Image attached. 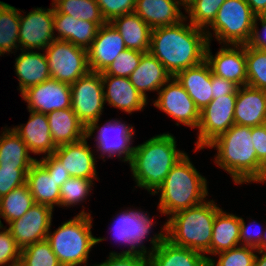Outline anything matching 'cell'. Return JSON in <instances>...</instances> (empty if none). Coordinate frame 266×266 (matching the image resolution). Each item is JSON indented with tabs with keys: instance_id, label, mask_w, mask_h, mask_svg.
I'll return each mask as SVG.
<instances>
[{
	"instance_id": "31",
	"label": "cell",
	"mask_w": 266,
	"mask_h": 266,
	"mask_svg": "<svg viewBox=\"0 0 266 266\" xmlns=\"http://www.w3.org/2000/svg\"><path fill=\"white\" fill-rule=\"evenodd\" d=\"M26 183L34 198L35 204H42L54 208L60 206V187L58 182L50 176L47 170L36 161L27 172Z\"/></svg>"
},
{
	"instance_id": "1",
	"label": "cell",
	"mask_w": 266,
	"mask_h": 266,
	"mask_svg": "<svg viewBox=\"0 0 266 266\" xmlns=\"http://www.w3.org/2000/svg\"><path fill=\"white\" fill-rule=\"evenodd\" d=\"M179 23L152 29L149 52L174 77L178 72L202 63L212 34L193 24ZM206 30V31H205Z\"/></svg>"
},
{
	"instance_id": "22",
	"label": "cell",
	"mask_w": 266,
	"mask_h": 266,
	"mask_svg": "<svg viewBox=\"0 0 266 266\" xmlns=\"http://www.w3.org/2000/svg\"><path fill=\"white\" fill-rule=\"evenodd\" d=\"M235 124L255 127L266 123V91L250 86L237 90Z\"/></svg>"
},
{
	"instance_id": "24",
	"label": "cell",
	"mask_w": 266,
	"mask_h": 266,
	"mask_svg": "<svg viewBox=\"0 0 266 266\" xmlns=\"http://www.w3.org/2000/svg\"><path fill=\"white\" fill-rule=\"evenodd\" d=\"M29 112L30 117L27 124H21L12 129L20 136L30 152L34 154L47 153V156L53 154L57 146L52 140L46 114L31 110Z\"/></svg>"
},
{
	"instance_id": "19",
	"label": "cell",
	"mask_w": 266,
	"mask_h": 266,
	"mask_svg": "<svg viewBox=\"0 0 266 266\" xmlns=\"http://www.w3.org/2000/svg\"><path fill=\"white\" fill-rule=\"evenodd\" d=\"M97 132L98 135L95 141H97V152L100 151L101 153L100 157L107 154L109 158L115 155L121 158V155H125L122 157L123 161L130 163L135 149V147H130L135 134L132 125L127 126L118 120H114V122L110 120L99 128ZM110 132H113L114 136L109 135L111 134Z\"/></svg>"
},
{
	"instance_id": "8",
	"label": "cell",
	"mask_w": 266,
	"mask_h": 266,
	"mask_svg": "<svg viewBox=\"0 0 266 266\" xmlns=\"http://www.w3.org/2000/svg\"><path fill=\"white\" fill-rule=\"evenodd\" d=\"M70 89L71 108L86 126L88 139L99 128L98 122L105 104L101 73L89 71L71 84Z\"/></svg>"
},
{
	"instance_id": "46",
	"label": "cell",
	"mask_w": 266,
	"mask_h": 266,
	"mask_svg": "<svg viewBox=\"0 0 266 266\" xmlns=\"http://www.w3.org/2000/svg\"><path fill=\"white\" fill-rule=\"evenodd\" d=\"M94 266H149V255L111 252L105 262L94 264Z\"/></svg>"
},
{
	"instance_id": "16",
	"label": "cell",
	"mask_w": 266,
	"mask_h": 266,
	"mask_svg": "<svg viewBox=\"0 0 266 266\" xmlns=\"http://www.w3.org/2000/svg\"><path fill=\"white\" fill-rule=\"evenodd\" d=\"M151 238L149 266H207L210 257L186 247L172 244L165 238L164 228Z\"/></svg>"
},
{
	"instance_id": "44",
	"label": "cell",
	"mask_w": 266,
	"mask_h": 266,
	"mask_svg": "<svg viewBox=\"0 0 266 266\" xmlns=\"http://www.w3.org/2000/svg\"><path fill=\"white\" fill-rule=\"evenodd\" d=\"M29 169L0 168V198L26 183Z\"/></svg>"
},
{
	"instance_id": "40",
	"label": "cell",
	"mask_w": 266,
	"mask_h": 266,
	"mask_svg": "<svg viewBox=\"0 0 266 266\" xmlns=\"http://www.w3.org/2000/svg\"><path fill=\"white\" fill-rule=\"evenodd\" d=\"M93 180L81 177H70L60 187V206L77 205L89 194Z\"/></svg>"
},
{
	"instance_id": "9",
	"label": "cell",
	"mask_w": 266,
	"mask_h": 266,
	"mask_svg": "<svg viewBox=\"0 0 266 266\" xmlns=\"http://www.w3.org/2000/svg\"><path fill=\"white\" fill-rule=\"evenodd\" d=\"M44 50L52 79L71 85L90 71L88 51L71 42L53 40Z\"/></svg>"
},
{
	"instance_id": "36",
	"label": "cell",
	"mask_w": 266,
	"mask_h": 266,
	"mask_svg": "<svg viewBox=\"0 0 266 266\" xmlns=\"http://www.w3.org/2000/svg\"><path fill=\"white\" fill-rule=\"evenodd\" d=\"M52 4L58 13L70 15L76 20L95 22L99 27L106 23L96 0H53Z\"/></svg>"
},
{
	"instance_id": "4",
	"label": "cell",
	"mask_w": 266,
	"mask_h": 266,
	"mask_svg": "<svg viewBox=\"0 0 266 266\" xmlns=\"http://www.w3.org/2000/svg\"><path fill=\"white\" fill-rule=\"evenodd\" d=\"M158 192L161 194L158 209L162 214L172 216L205 201L208 196L207 180L185 154L169 171Z\"/></svg>"
},
{
	"instance_id": "21",
	"label": "cell",
	"mask_w": 266,
	"mask_h": 266,
	"mask_svg": "<svg viewBox=\"0 0 266 266\" xmlns=\"http://www.w3.org/2000/svg\"><path fill=\"white\" fill-rule=\"evenodd\" d=\"M104 90V101L109 105L131 114L141 111L147 104L137 89L131 84L128 77L101 75Z\"/></svg>"
},
{
	"instance_id": "42",
	"label": "cell",
	"mask_w": 266,
	"mask_h": 266,
	"mask_svg": "<svg viewBox=\"0 0 266 266\" xmlns=\"http://www.w3.org/2000/svg\"><path fill=\"white\" fill-rule=\"evenodd\" d=\"M144 52L126 49L122 51L113 63L101 75H113L118 77H129L138 67Z\"/></svg>"
},
{
	"instance_id": "55",
	"label": "cell",
	"mask_w": 266,
	"mask_h": 266,
	"mask_svg": "<svg viewBox=\"0 0 266 266\" xmlns=\"http://www.w3.org/2000/svg\"><path fill=\"white\" fill-rule=\"evenodd\" d=\"M8 266H24L23 264H22V262L21 261H18V262H16V263H13V264H8Z\"/></svg>"
},
{
	"instance_id": "52",
	"label": "cell",
	"mask_w": 266,
	"mask_h": 266,
	"mask_svg": "<svg viewBox=\"0 0 266 266\" xmlns=\"http://www.w3.org/2000/svg\"><path fill=\"white\" fill-rule=\"evenodd\" d=\"M256 16L266 15V0H245Z\"/></svg>"
},
{
	"instance_id": "2",
	"label": "cell",
	"mask_w": 266,
	"mask_h": 266,
	"mask_svg": "<svg viewBox=\"0 0 266 266\" xmlns=\"http://www.w3.org/2000/svg\"><path fill=\"white\" fill-rule=\"evenodd\" d=\"M207 147L217 148L215 163L235 184L266 181V168L257 159L251 127L234 124Z\"/></svg>"
},
{
	"instance_id": "15",
	"label": "cell",
	"mask_w": 266,
	"mask_h": 266,
	"mask_svg": "<svg viewBox=\"0 0 266 266\" xmlns=\"http://www.w3.org/2000/svg\"><path fill=\"white\" fill-rule=\"evenodd\" d=\"M117 216L114 220V229H112L115 236L113 238L130 246L128 250L121 252V254H149L150 250L147 251L145 246L141 244L148 237L154 224L152 218L150 219L149 215L140 210L133 211L131 209Z\"/></svg>"
},
{
	"instance_id": "45",
	"label": "cell",
	"mask_w": 266,
	"mask_h": 266,
	"mask_svg": "<svg viewBox=\"0 0 266 266\" xmlns=\"http://www.w3.org/2000/svg\"><path fill=\"white\" fill-rule=\"evenodd\" d=\"M0 231V266H7L20 261L21 249L6 227Z\"/></svg>"
},
{
	"instance_id": "33",
	"label": "cell",
	"mask_w": 266,
	"mask_h": 266,
	"mask_svg": "<svg viewBox=\"0 0 266 266\" xmlns=\"http://www.w3.org/2000/svg\"><path fill=\"white\" fill-rule=\"evenodd\" d=\"M240 217L220 209L213 223L210 254L215 255L240 244Z\"/></svg>"
},
{
	"instance_id": "37",
	"label": "cell",
	"mask_w": 266,
	"mask_h": 266,
	"mask_svg": "<svg viewBox=\"0 0 266 266\" xmlns=\"http://www.w3.org/2000/svg\"><path fill=\"white\" fill-rule=\"evenodd\" d=\"M247 86L266 91V50L245 45Z\"/></svg>"
},
{
	"instance_id": "43",
	"label": "cell",
	"mask_w": 266,
	"mask_h": 266,
	"mask_svg": "<svg viewBox=\"0 0 266 266\" xmlns=\"http://www.w3.org/2000/svg\"><path fill=\"white\" fill-rule=\"evenodd\" d=\"M102 17L106 22L124 14L132 13L135 9L136 0H96Z\"/></svg>"
},
{
	"instance_id": "14",
	"label": "cell",
	"mask_w": 266,
	"mask_h": 266,
	"mask_svg": "<svg viewBox=\"0 0 266 266\" xmlns=\"http://www.w3.org/2000/svg\"><path fill=\"white\" fill-rule=\"evenodd\" d=\"M21 96L28 110L43 114L71 107L70 85L52 78L26 89Z\"/></svg>"
},
{
	"instance_id": "53",
	"label": "cell",
	"mask_w": 266,
	"mask_h": 266,
	"mask_svg": "<svg viewBox=\"0 0 266 266\" xmlns=\"http://www.w3.org/2000/svg\"><path fill=\"white\" fill-rule=\"evenodd\" d=\"M257 253L262 254V257H258L256 255L255 260H254V266H266V251H255Z\"/></svg>"
},
{
	"instance_id": "17",
	"label": "cell",
	"mask_w": 266,
	"mask_h": 266,
	"mask_svg": "<svg viewBox=\"0 0 266 266\" xmlns=\"http://www.w3.org/2000/svg\"><path fill=\"white\" fill-rule=\"evenodd\" d=\"M210 42L206 48L205 60L211 67L212 73L230 80L239 87L247 85V66L245 45L222 46L213 57L210 52ZM228 46V47H227Z\"/></svg>"
},
{
	"instance_id": "12",
	"label": "cell",
	"mask_w": 266,
	"mask_h": 266,
	"mask_svg": "<svg viewBox=\"0 0 266 266\" xmlns=\"http://www.w3.org/2000/svg\"><path fill=\"white\" fill-rule=\"evenodd\" d=\"M18 39L20 50H44L55 40L53 4L52 8H35L26 16L20 13Z\"/></svg>"
},
{
	"instance_id": "11",
	"label": "cell",
	"mask_w": 266,
	"mask_h": 266,
	"mask_svg": "<svg viewBox=\"0 0 266 266\" xmlns=\"http://www.w3.org/2000/svg\"><path fill=\"white\" fill-rule=\"evenodd\" d=\"M163 87L158 91L154 106L183 125L198 127L200 110L177 79L170 78Z\"/></svg>"
},
{
	"instance_id": "5",
	"label": "cell",
	"mask_w": 266,
	"mask_h": 266,
	"mask_svg": "<svg viewBox=\"0 0 266 266\" xmlns=\"http://www.w3.org/2000/svg\"><path fill=\"white\" fill-rule=\"evenodd\" d=\"M220 209L211 200L174 213L165 223V238L176 246L210 254L213 223Z\"/></svg>"
},
{
	"instance_id": "39",
	"label": "cell",
	"mask_w": 266,
	"mask_h": 266,
	"mask_svg": "<svg viewBox=\"0 0 266 266\" xmlns=\"http://www.w3.org/2000/svg\"><path fill=\"white\" fill-rule=\"evenodd\" d=\"M20 261L24 266H62L47 240L22 249Z\"/></svg>"
},
{
	"instance_id": "51",
	"label": "cell",
	"mask_w": 266,
	"mask_h": 266,
	"mask_svg": "<svg viewBox=\"0 0 266 266\" xmlns=\"http://www.w3.org/2000/svg\"><path fill=\"white\" fill-rule=\"evenodd\" d=\"M259 20L262 25L263 36L259 33L257 29V21ZM248 45L256 49L266 50V15L256 16L254 20L252 35H251Z\"/></svg>"
},
{
	"instance_id": "34",
	"label": "cell",
	"mask_w": 266,
	"mask_h": 266,
	"mask_svg": "<svg viewBox=\"0 0 266 266\" xmlns=\"http://www.w3.org/2000/svg\"><path fill=\"white\" fill-rule=\"evenodd\" d=\"M19 26L20 11L0 1V56L19 48Z\"/></svg>"
},
{
	"instance_id": "13",
	"label": "cell",
	"mask_w": 266,
	"mask_h": 266,
	"mask_svg": "<svg viewBox=\"0 0 266 266\" xmlns=\"http://www.w3.org/2000/svg\"><path fill=\"white\" fill-rule=\"evenodd\" d=\"M52 211L49 206L35 204L21 218L8 224V229L21 250L46 240L52 225Z\"/></svg>"
},
{
	"instance_id": "28",
	"label": "cell",
	"mask_w": 266,
	"mask_h": 266,
	"mask_svg": "<svg viewBox=\"0 0 266 266\" xmlns=\"http://www.w3.org/2000/svg\"><path fill=\"white\" fill-rule=\"evenodd\" d=\"M50 134L56 146L75 143L86 137V126L72 108L54 110L46 114Z\"/></svg>"
},
{
	"instance_id": "18",
	"label": "cell",
	"mask_w": 266,
	"mask_h": 266,
	"mask_svg": "<svg viewBox=\"0 0 266 266\" xmlns=\"http://www.w3.org/2000/svg\"><path fill=\"white\" fill-rule=\"evenodd\" d=\"M126 49L120 33L110 22H106L99 27L96 38L87 50L90 71L104 72L115 58Z\"/></svg>"
},
{
	"instance_id": "49",
	"label": "cell",
	"mask_w": 266,
	"mask_h": 266,
	"mask_svg": "<svg viewBox=\"0 0 266 266\" xmlns=\"http://www.w3.org/2000/svg\"><path fill=\"white\" fill-rule=\"evenodd\" d=\"M251 134L257 159L266 168V123L251 127Z\"/></svg>"
},
{
	"instance_id": "26",
	"label": "cell",
	"mask_w": 266,
	"mask_h": 266,
	"mask_svg": "<svg viewBox=\"0 0 266 266\" xmlns=\"http://www.w3.org/2000/svg\"><path fill=\"white\" fill-rule=\"evenodd\" d=\"M98 29L99 26L95 22L76 20L74 17L58 13L54 9V30L58 32L55 40L68 41L88 50L96 38Z\"/></svg>"
},
{
	"instance_id": "25",
	"label": "cell",
	"mask_w": 266,
	"mask_h": 266,
	"mask_svg": "<svg viewBox=\"0 0 266 266\" xmlns=\"http://www.w3.org/2000/svg\"><path fill=\"white\" fill-rule=\"evenodd\" d=\"M128 78L137 91L147 99L146 91L158 92L172 76L155 56L146 52Z\"/></svg>"
},
{
	"instance_id": "30",
	"label": "cell",
	"mask_w": 266,
	"mask_h": 266,
	"mask_svg": "<svg viewBox=\"0 0 266 266\" xmlns=\"http://www.w3.org/2000/svg\"><path fill=\"white\" fill-rule=\"evenodd\" d=\"M110 23L122 36L127 49L149 52L152 28L135 12L116 17Z\"/></svg>"
},
{
	"instance_id": "6",
	"label": "cell",
	"mask_w": 266,
	"mask_h": 266,
	"mask_svg": "<svg viewBox=\"0 0 266 266\" xmlns=\"http://www.w3.org/2000/svg\"><path fill=\"white\" fill-rule=\"evenodd\" d=\"M81 211L73 219L64 222L52 234L49 231L46 240L62 266L87 264L90 249L106 238L92 235V217Z\"/></svg>"
},
{
	"instance_id": "35",
	"label": "cell",
	"mask_w": 266,
	"mask_h": 266,
	"mask_svg": "<svg viewBox=\"0 0 266 266\" xmlns=\"http://www.w3.org/2000/svg\"><path fill=\"white\" fill-rule=\"evenodd\" d=\"M34 205V198L28 184L25 183L0 198L1 217L9 224L21 218Z\"/></svg>"
},
{
	"instance_id": "41",
	"label": "cell",
	"mask_w": 266,
	"mask_h": 266,
	"mask_svg": "<svg viewBox=\"0 0 266 266\" xmlns=\"http://www.w3.org/2000/svg\"><path fill=\"white\" fill-rule=\"evenodd\" d=\"M255 250L257 249L251 246H237L215 254L219 255L217 263L215 264V260L210 258L209 264L211 266H254Z\"/></svg>"
},
{
	"instance_id": "10",
	"label": "cell",
	"mask_w": 266,
	"mask_h": 266,
	"mask_svg": "<svg viewBox=\"0 0 266 266\" xmlns=\"http://www.w3.org/2000/svg\"><path fill=\"white\" fill-rule=\"evenodd\" d=\"M237 95H225L212 99L200 111L199 134L196 150L204 149L218 136L228 131L234 124Z\"/></svg>"
},
{
	"instance_id": "57",
	"label": "cell",
	"mask_w": 266,
	"mask_h": 266,
	"mask_svg": "<svg viewBox=\"0 0 266 266\" xmlns=\"http://www.w3.org/2000/svg\"><path fill=\"white\" fill-rule=\"evenodd\" d=\"M0 218H1V212H0ZM2 228H4V227H3V224H2V222L0 220V229H2Z\"/></svg>"
},
{
	"instance_id": "29",
	"label": "cell",
	"mask_w": 266,
	"mask_h": 266,
	"mask_svg": "<svg viewBox=\"0 0 266 266\" xmlns=\"http://www.w3.org/2000/svg\"><path fill=\"white\" fill-rule=\"evenodd\" d=\"M15 59V72L18 76L20 93L51 78L46 54L21 50Z\"/></svg>"
},
{
	"instance_id": "20",
	"label": "cell",
	"mask_w": 266,
	"mask_h": 266,
	"mask_svg": "<svg viewBox=\"0 0 266 266\" xmlns=\"http://www.w3.org/2000/svg\"><path fill=\"white\" fill-rule=\"evenodd\" d=\"M86 139L85 137L75 143L57 146L53 155L61 162L71 177L94 180L98 179L95 167L96 159Z\"/></svg>"
},
{
	"instance_id": "54",
	"label": "cell",
	"mask_w": 266,
	"mask_h": 266,
	"mask_svg": "<svg viewBox=\"0 0 266 266\" xmlns=\"http://www.w3.org/2000/svg\"><path fill=\"white\" fill-rule=\"evenodd\" d=\"M261 251H266V229L263 232V236L261 239Z\"/></svg>"
},
{
	"instance_id": "50",
	"label": "cell",
	"mask_w": 266,
	"mask_h": 266,
	"mask_svg": "<svg viewBox=\"0 0 266 266\" xmlns=\"http://www.w3.org/2000/svg\"><path fill=\"white\" fill-rule=\"evenodd\" d=\"M211 83L213 99L225 95H237L239 86L230 80H226L212 73Z\"/></svg>"
},
{
	"instance_id": "23",
	"label": "cell",
	"mask_w": 266,
	"mask_h": 266,
	"mask_svg": "<svg viewBox=\"0 0 266 266\" xmlns=\"http://www.w3.org/2000/svg\"><path fill=\"white\" fill-rule=\"evenodd\" d=\"M211 75V67L204 60L202 63L182 70L174 76L200 111L213 99Z\"/></svg>"
},
{
	"instance_id": "32",
	"label": "cell",
	"mask_w": 266,
	"mask_h": 266,
	"mask_svg": "<svg viewBox=\"0 0 266 266\" xmlns=\"http://www.w3.org/2000/svg\"><path fill=\"white\" fill-rule=\"evenodd\" d=\"M5 129L0 136V168L30 169L37 159L30 157L28 147L12 128Z\"/></svg>"
},
{
	"instance_id": "27",
	"label": "cell",
	"mask_w": 266,
	"mask_h": 266,
	"mask_svg": "<svg viewBox=\"0 0 266 266\" xmlns=\"http://www.w3.org/2000/svg\"><path fill=\"white\" fill-rule=\"evenodd\" d=\"M179 0H136L134 12L152 29L179 23L185 18Z\"/></svg>"
},
{
	"instance_id": "56",
	"label": "cell",
	"mask_w": 266,
	"mask_h": 266,
	"mask_svg": "<svg viewBox=\"0 0 266 266\" xmlns=\"http://www.w3.org/2000/svg\"><path fill=\"white\" fill-rule=\"evenodd\" d=\"M183 6L187 5L191 0H179Z\"/></svg>"
},
{
	"instance_id": "3",
	"label": "cell",
	"mask_w": 266,
	"mask_h": 266,
	"mask_svg": "<svg viewBox=\"0 0 266 266\" xmlns=\"http://www.w3.org/2000/svg\"><path fill=\"white\" fill-rule=\"evenodd\" d=\"M176 146L175 137L169 133L156 135L135 146L129 164L138 187L156 194L169 171L186 154Z\"/></svg>"
},
{
	"instance_id": "7",
	"label": "cell",
	"mask_w": 266,
	"mask_h": 266,
	"mask_svg": "<svg viewBox=\"0 0 266 266\" xmlns=\"http://www.w3.org/2000/svg\"><path fill=\"white\" fill-rule=\"evenodd\" d=\"M256 15L245 0H226L213 22L215 38L225 45H247L252 35Z\"/></svg>"
},
{
	"instance_id": "38",
	"label": "cell",
	"mask_w": 266,
	"mask_h": 266,
	"mask_svg": "<svg viewBox=\"0 0 266 266\" xmlns=\"http://www.w3.org/2000/svg\"><path fill=\"white\" fill-rule=\"evenodd\" d=\"M225 1L226 0H191L184 6V9L189 15L191 24L206 29L213 22L219 8Z\"/></svg>"
},
{
	"instance_id": "48",
	"label": "cell",
	"mask_w": 266,
	"mask_h": 266,
	"mask_svg": "<svg viewBox=\"0 0 266 266\" xmlns=\"http://www.w3.org/2000/svg\"><path fill=\"white\" fill-rule=\"evenodd\" d=\"M253 223H256V221H253ZM250 227H251V224L249 226H246L244 219L241 217L240 218V231H239L240 245L251 246V247L256 248L257 251H261V239L263 236V232L262 230L259 229L260 230L259 231L257 229L258 231L255 230L257 233L256 232L253 233V230Z\"/></svg>"
},
{
	"instance_id": "47",
	"label": "cell",
	"mask_w": 266,
	"mask_h": 266,
	"mask_svg": "<svg viewBox=\"0 0 266 266\" xmlns=\"http://www.w3.org/2000/svg\"><path fill=\"white\" fill-rule=\"evenodd\" d=\"M49 173L50 176L58 182L61 187L71 176L68 171L64 169L61 162L53 155L44 156L41 160H37Z\"/></svg>"
}]
</instances>
